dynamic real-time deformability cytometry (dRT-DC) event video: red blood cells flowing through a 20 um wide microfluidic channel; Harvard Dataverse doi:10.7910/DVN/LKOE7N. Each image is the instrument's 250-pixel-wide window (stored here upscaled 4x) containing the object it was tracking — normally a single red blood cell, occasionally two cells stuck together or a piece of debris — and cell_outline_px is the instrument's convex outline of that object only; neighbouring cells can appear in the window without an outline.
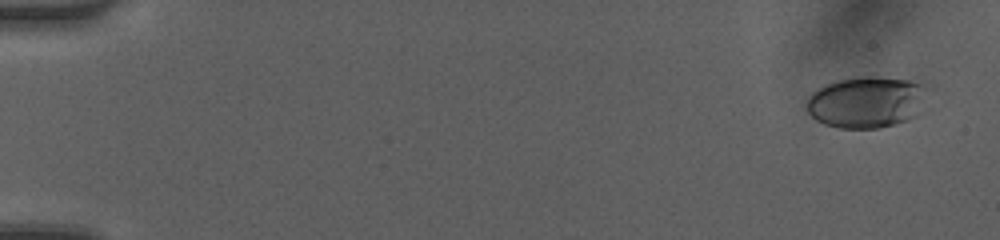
{"species": "human", "species_latin": "Homo sapiens", "temperature_condition": "room temperature", "stored_images_in_passage": 49, "camera_frame_rate_fps": 3000, "um_per_image_px": 0.085, "donor": {"sex": "female"}, "frame": {"image": 1, "passage_image": 2, "time_ms": 0.333, "image_size_px": [1000, 240], "cell_outline_px": [[936, 88], [916, 116], [908, 120], [880, 128], [840, 128], [824, 124], [816, 120], [808, 112], [808, 96], [812, 92], [836, 80], [856, 76], [868, 76], [932, 80], [936, 84]], "centroid_in_image_um": [73.89, 8.62], "position_along_channel_um": 11.1, "area_um2": 38.03}}
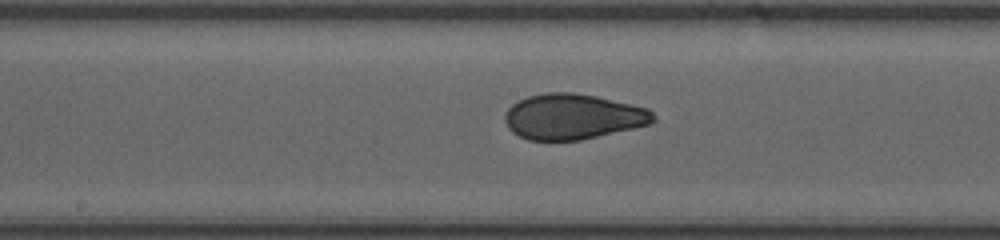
{"frame": {"image": 2, "passage_image": 27, "time_ms": 8.667, "image_size_px": [1000, 240], "cell_outline_px": [[656, 120], [652, 124], [580, 140], [528, 140], [512, 132], [508, 128], [504, 120], [504, 116], [508, 108], [516, 100], [528, 96], [548, 92], [572, 92], [596, 96], [648, 108], [656, 116]], "centroid_in_image_um": [48.69, 9.91], "position_along_channel_um": 199.5, "area_um2": 39.48}}
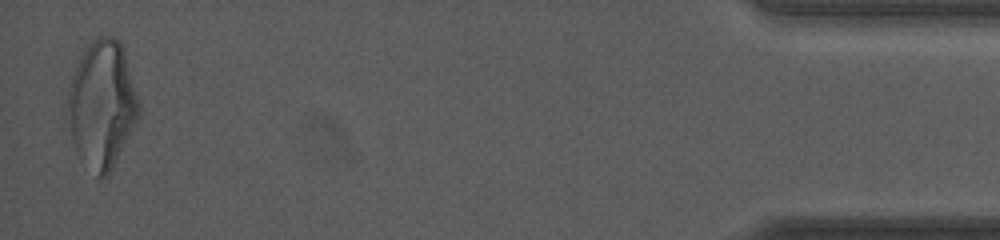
{"frame": {"image": 3, "passage_image": 49, "time_ms": 16.0, "image_size_px": [1000, 240], "cell_outline_px": [[140, 116], [108, 176], [100, 180], [80, 160], [72, 144], [64, 116], [64, 104], [68, 88], [72, 76], [80, 56], [88, 44], [92, 40], [100, 36], [112, 36], [120, 40], [124, 48], [140, 104]], "centroid_in_image_um": [8.62, 8.91], "position_along_channel_um": 426.6, "area_um2": 54.27}, "authors_computed_cell_mechanics": {"area_um2": 39.3618, "velocity_mm_per_s": 4.1893, "shape_relaxation_time_tau1_ms": 7.1627, "shape_relaxation_time_tau2_ms": 0.8184, "deformation_change_tau1": 0.2131, "deformation_change_tau2": 0.0585}}